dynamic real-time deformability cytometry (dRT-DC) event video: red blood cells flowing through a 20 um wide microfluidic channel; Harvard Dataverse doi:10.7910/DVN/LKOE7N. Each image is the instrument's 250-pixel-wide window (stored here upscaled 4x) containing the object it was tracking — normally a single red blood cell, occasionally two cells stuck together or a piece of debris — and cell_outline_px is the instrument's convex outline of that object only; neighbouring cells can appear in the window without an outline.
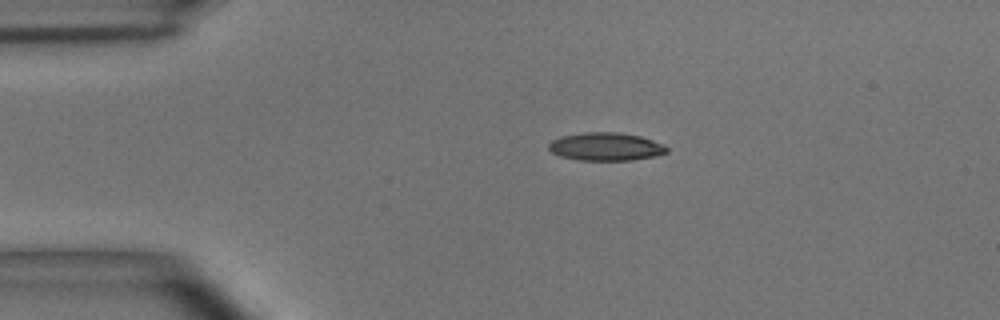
{"species": "common noctule bat (a hibernating species)", "species_latin": "Nyctalus noctula", "temperature_condition": "room temperature", "stored_images_in_passage": 31, "camera_frame_rate_fps": 3000, "um_per_image_px": 0.085, "animal": {"sex": "male", "body_mass_g": 15.6}, "frame": {"image": 1, "passage_image": 1, "time_ms": 0.0, "image_size_px": [1000, 320], "cell_outline_px": [[668, 152], [656, 156], [632, 160], [576, 160], [560, 156], [552, 152], [548, 148], [548, 144], [552, 140], [560, 136], [584, 132], [616, 132], [640, 136], [664, 144], [668, 148]], "centroid_in_image_um": [51.49, 12.46], "position_along_channel_um": 33.5, "area_um2": 19.42}}
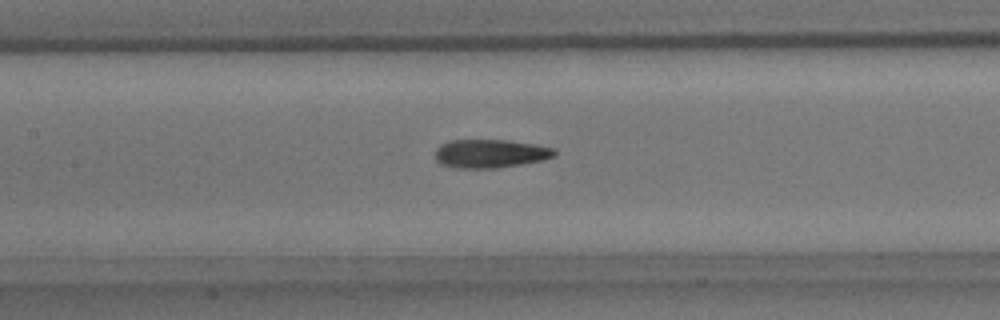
{"frame": {"image": 2, "passage_image": 15, "time_ms": 4.667, "image_size_px": [1000, 320], "cell_outline_px": [[556, 156], [540, 160], [520, 164], [496, 168], [452, 168], [440, 164], [436, 160], [436, 148], [440, 144], [452, 140], [508, 140], [536, 144], [552, 148], [556, 152]], "centroid_in_image_um": [41.64, 13.05], "position_along_channel_um": 165.8, "area_um2": 19.83}}
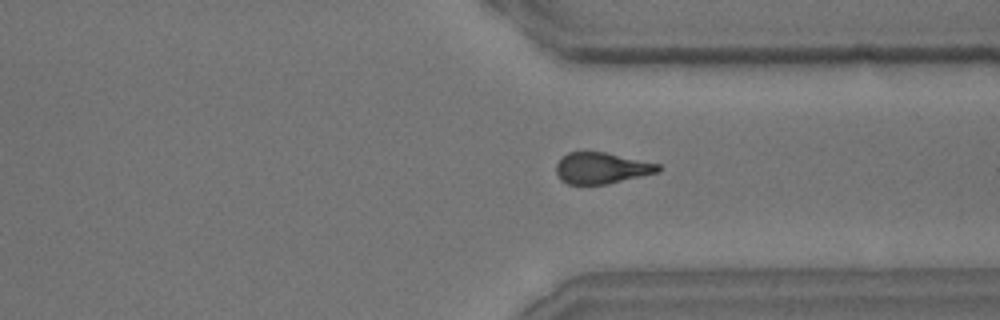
{"frame": {"image": 3, "passage_image": 31, "time_ms": 10.0, "image_size_px": [1000, 320], "cell_outline_px": [[660, 172], [608, 184], [568, 184], [560, 180], [556, 172], [556, 164], [560, 156], [568, 152], [604, 152], [660, 164]], "centroid_in_image_um": [51.11, 14.29], "position_along_channel_um": 360.3, "area_um2": 18.67}}